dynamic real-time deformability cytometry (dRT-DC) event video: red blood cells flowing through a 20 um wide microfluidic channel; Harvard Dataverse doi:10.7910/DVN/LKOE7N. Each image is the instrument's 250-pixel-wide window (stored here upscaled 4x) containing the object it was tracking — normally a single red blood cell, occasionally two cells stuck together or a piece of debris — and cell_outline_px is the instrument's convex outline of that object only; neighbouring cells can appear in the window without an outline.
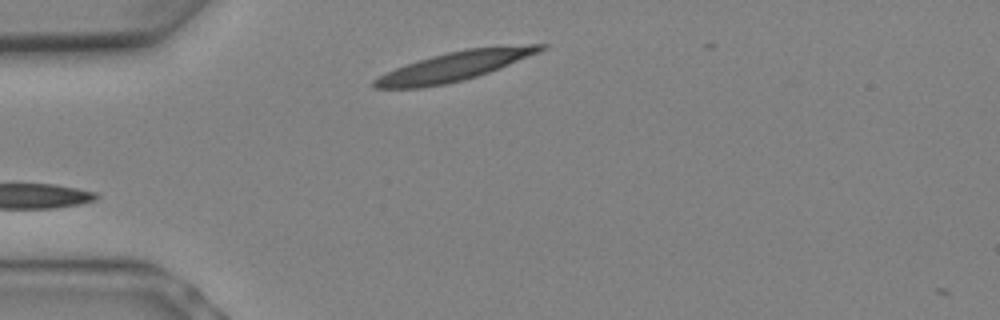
{"species": "Egyptian fruit bat (a non-hibernating species)", "species_latin": "Rousettus aegyptiacus", "temperature_condition": "warm", "stored_images_in_passage": 4, "camera_frame_rate_fps": 3000, "um_per_image_px": 0.085, "animal": {"sex": "female"}, "frame": {"image": 1, "passage_image": 4, "time_ms": 1.0, "image_size_px": [1000, 320], "cell_outline_px": [[548, 44], [540, 52], [500, 68], [464, 80], [444, 84], [420, 88], [372, 88], [372, 80], [396, 68], [432, 56], [448, 52], [468, 48], [528, 44]], "centroid_in_image_um": [38.66, 5.63], "position_along_channel_um": 46.3, "area_um2": 27.92}}